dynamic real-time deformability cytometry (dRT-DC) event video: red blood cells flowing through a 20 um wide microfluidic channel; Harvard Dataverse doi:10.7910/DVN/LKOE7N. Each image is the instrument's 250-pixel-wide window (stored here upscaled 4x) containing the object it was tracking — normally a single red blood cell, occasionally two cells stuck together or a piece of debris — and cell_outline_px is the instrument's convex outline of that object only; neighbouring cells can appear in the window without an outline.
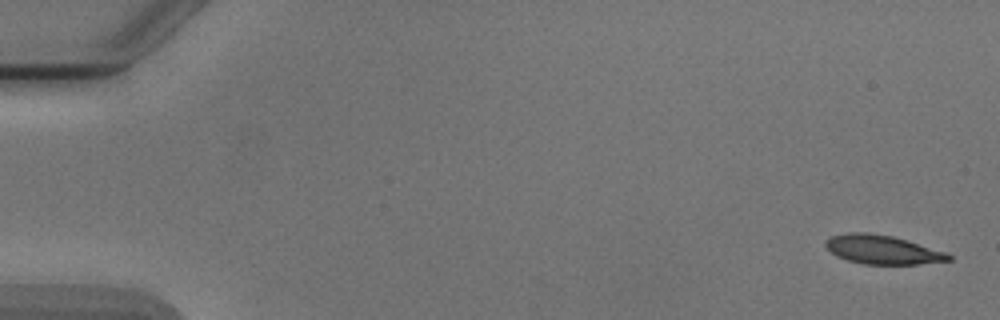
{"species": "Egyptian fruit bat (a non-hibernating species)", "species_latin": "Rousettus aegyptiacus", "temperature_condition": "cold", "stored_images_in_passage": 4, "camera_frame_rate_fps": 3000, "um_per_image_px": 0.085, "animal": {"sex": "male"}, "frame": {"image": 1, "passage_image": 1, "time_ms": 0.0, "image_size_px": [1000, 320], "cell_outline_px": [[952, 260], [920, 264], [864, 264], [848, 260], [836, 256], [824, 244], [824, 240], [832, 236], [848, 232], [868, 232], [892, 236], [908, 240], [948, 252], [952, 256]], "centroid_in_image_um": [75.04, 21.21], "position_along_channel_um": 10.0, "area_um2": 20.87}}